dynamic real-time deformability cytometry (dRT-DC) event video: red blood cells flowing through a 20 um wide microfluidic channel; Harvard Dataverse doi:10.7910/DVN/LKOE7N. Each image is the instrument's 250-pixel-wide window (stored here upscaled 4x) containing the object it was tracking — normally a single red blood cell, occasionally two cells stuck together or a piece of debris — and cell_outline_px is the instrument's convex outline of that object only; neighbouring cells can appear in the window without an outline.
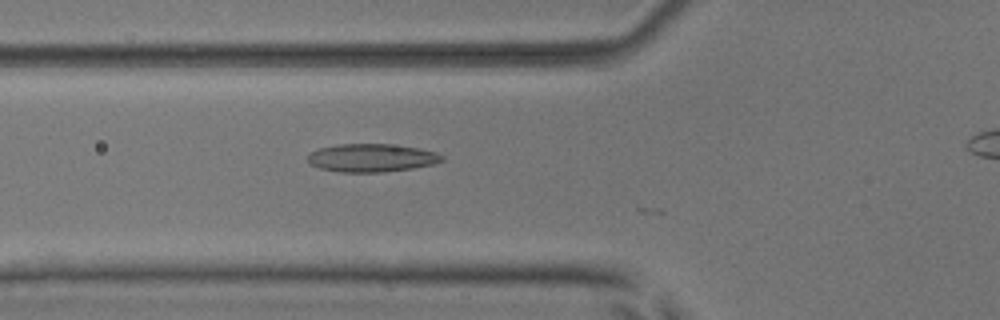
{"species": "common noctule bat (a hibernating species)", "species_latin": "Nyctalus noctula", "temperature_condition": "room temperature", "stored_images_in_passage": 3, "camera_frame_rate_fps": 3000, "um_per_image_px": 0.085, "animal": {"sex": "male", "body_mass_g": 17.9, "forearm_length_mm": 54.2}, "frame": {"image": 1, "passage_image": 2, "time_ms": 0.333, "image_size_px": [1000, 320], "cell_outline_px": [[444, 160], [432, 164], [412, 168], [380, 172], [340, 172], [320, 168], [312, 164], [308, 160], [308, 156], [312, 152], [320, 148], [340, 144], [388, 144], [420, 148], [436, 152], [444, 156]], "centroid_in_image_um": [31.62, 13.41], "position_along_channel_um": 94.2, "area_um2": 21.73}}